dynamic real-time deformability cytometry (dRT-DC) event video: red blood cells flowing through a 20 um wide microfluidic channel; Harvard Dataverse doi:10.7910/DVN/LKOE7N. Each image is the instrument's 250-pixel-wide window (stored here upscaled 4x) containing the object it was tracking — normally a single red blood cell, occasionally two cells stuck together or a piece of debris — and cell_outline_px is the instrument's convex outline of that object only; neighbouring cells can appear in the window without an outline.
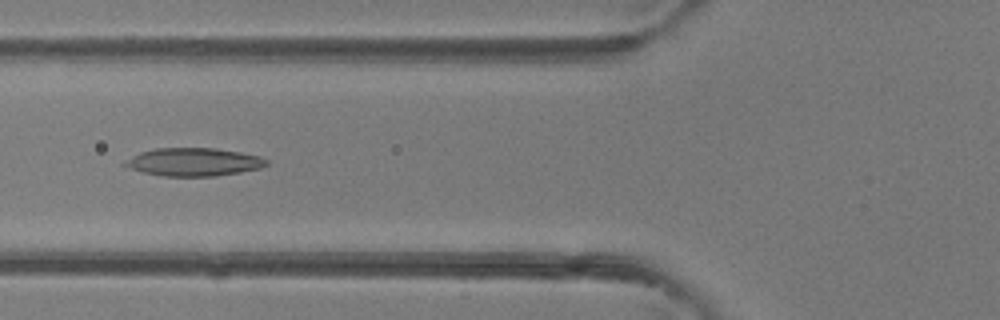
{"species": "common noctule bat (a hibernating species)", "species_latin": "Nyctalus noctula", "temperature_condition": "room temperature", "stored_images_in_passage": 4, "camera_frame_rate_fps": 3000, "um_per_image_px": 0.085, "animal": {"sex": "female"}, "frame": {"image": 1, "passage_image": 4, "time_ms": 3.333, "image_size_px": [1000, 320], "cell_outline_px": [[268, 164], [260, 168], [240, 172], [216, 176], [160, 176], [144, 172], [120, 164], [132, 156], [140, 152], [156, 148], [216, 148], [240, 152], [260, 156], [268, 160]], "centroid_in_image_um": [16.47, 13.76], "position_along_channel_um": 109.3, "area_um2": 23.12}}